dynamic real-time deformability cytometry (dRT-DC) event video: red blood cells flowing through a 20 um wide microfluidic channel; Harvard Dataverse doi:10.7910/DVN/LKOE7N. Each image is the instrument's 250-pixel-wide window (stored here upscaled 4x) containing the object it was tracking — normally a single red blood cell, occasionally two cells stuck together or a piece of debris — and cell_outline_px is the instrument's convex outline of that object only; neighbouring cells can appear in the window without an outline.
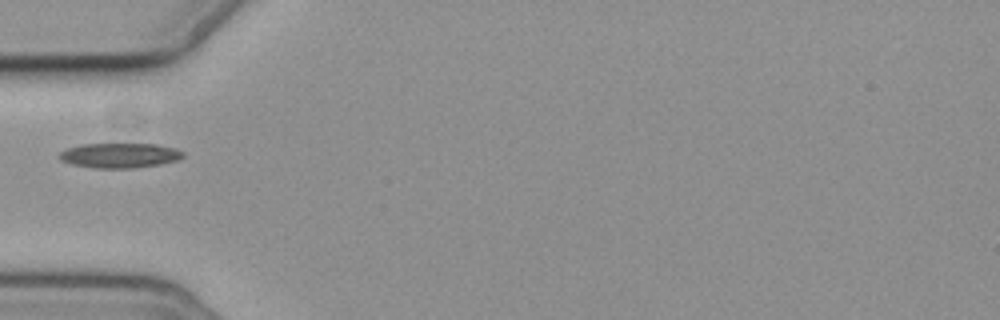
{"species": "common noctule bat (a hibernating species)", "species_latin": "Nyctalus noctula", "temperature_condition": "cold", "stored_images_in_passage": 1, "camera_frame_rate_fps": 3000, "um_per_image_px": 0.085, "animal": {"sex": "female", "body_mass_g": 19.3, "forearm_length_mm": 54.1}, "frame": {"image": 1, "passage_image": 1, "time_ms": 0.0, "image_size_px": [1000, 320], "cell_outline_px": [[184, 156], [180, 160], [160, 164], [136, 168], [92, 168], [72, 164], [60, 160], [56, 156], [64, 148], [80, 144], [156, 144], [176, 148], [184, 152]], "centroid_in_image_um": [10.15, 13.21], "position_along_channel_um": 74.8, "area_um2": 18.26}}